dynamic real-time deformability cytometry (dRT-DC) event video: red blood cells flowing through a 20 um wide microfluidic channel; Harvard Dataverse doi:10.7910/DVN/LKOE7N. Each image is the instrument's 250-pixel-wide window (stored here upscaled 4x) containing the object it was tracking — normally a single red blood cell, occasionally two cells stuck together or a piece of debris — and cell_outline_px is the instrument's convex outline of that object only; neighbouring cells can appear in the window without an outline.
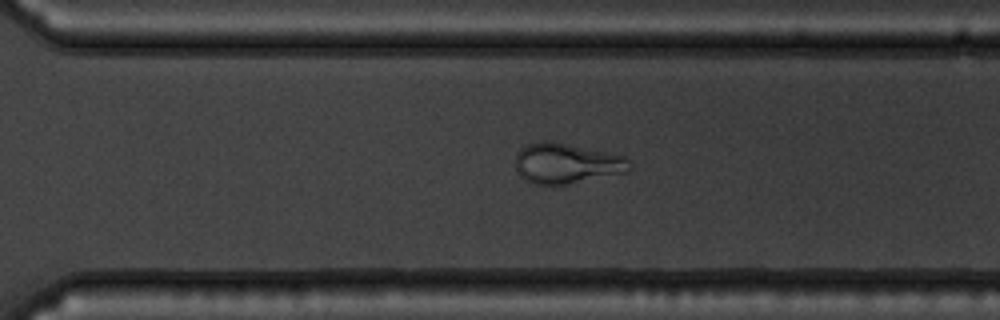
{"species": "common noctule bat (a hibernating species)", "species_latin": "Nyctalus noctula", "temperature_condition": "warm", "stored_images_in_passage": 47, "camera_frame_rate_fps": 3000, "um_per_image_px": 0.085, "animal": {"sex": "male", "body_mass_g": 19.5, "forearm_length_mm": 54.6}, "frame": {"image": 1, "passage_image": 40, "time_ms": 13.0, "image_size_px": [1000, 320], "cell_outline_px": [[628, 172], [564, 184], [532, 184], [524, 180], [520, 176], [516, 168], [516, 152], [524, 144], [544, 140], [552, 140], [624, 156], [628, 160]], "centroid_in_image_um": [48.07, 13.86], "position_along_channel_um": 322.5, "area_um2": 26.76}}